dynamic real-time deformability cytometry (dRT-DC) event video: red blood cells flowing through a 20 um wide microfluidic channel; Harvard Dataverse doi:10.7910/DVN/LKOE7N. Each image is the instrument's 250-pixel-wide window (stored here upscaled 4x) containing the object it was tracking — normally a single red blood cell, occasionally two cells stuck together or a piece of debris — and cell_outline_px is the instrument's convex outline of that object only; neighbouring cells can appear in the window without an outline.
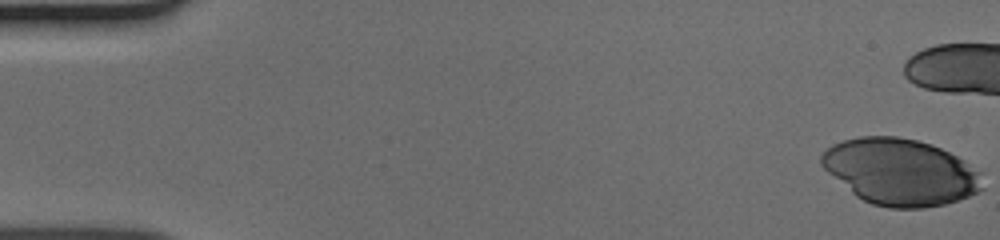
{"species": "human", "species_latin": "Homo sapiens", "temperature_condition": "cold", "stored_images_in_passage": 40, "camera_frame_rate_fps": 3000, "um_per_image_px": 0.085, "donor": {"sex": "male"}, "frame": {"image": 1, "passage_image": 1, "time_ms": 0.0, "image_size_px": [1000, 240], "cell_outline_px": [[984, 188], [968, 196], [944, 204], [924, 208], [888, 208], [872, 204], [856, 196], [828, 172], [820, 164], [820, 156], [832, 144], [844, 140], [860, 136], [896, 136], [916, 140], [932, 144], [964, 160], [980, 172]], "centroid_in_image_um": [76.52, 14.61], "position_along_channel_um": 8.5, "area_um2": 62.08}}